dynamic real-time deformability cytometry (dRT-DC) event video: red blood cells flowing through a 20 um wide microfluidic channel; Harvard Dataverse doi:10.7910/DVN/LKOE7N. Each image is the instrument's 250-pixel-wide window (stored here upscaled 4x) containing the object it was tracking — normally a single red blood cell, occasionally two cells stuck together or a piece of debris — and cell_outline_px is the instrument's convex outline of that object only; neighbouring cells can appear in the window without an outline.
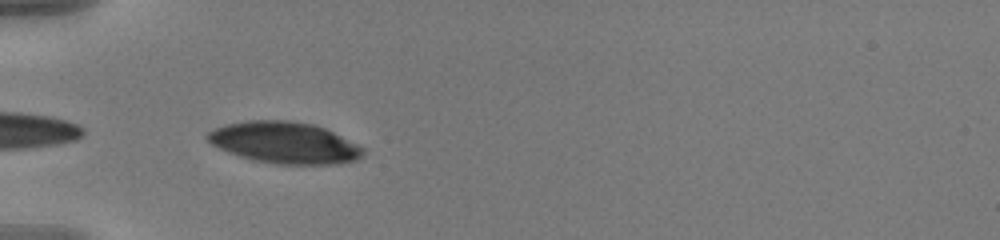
{"species": "human", "species_latin": "Homo sapiens", "temperature_condition": "warm", "stored_images_in_passage": 37, "camera_frame_rate_fps": 3000, "um_per_image_px": 0.085, "donor": {"sex": "male"}, "frame": {"image": 1, "passage_image": 1, "time_ms": 0.0, "image_size_px": [1000, 240], "cell_outline_px": [[364, 156], [356, 160], [336, 164], [276, 164], [252, 160], [228, 152], [212, 144], [204, 136], [208, 132], [224, 124], [248, 120], [292, 120], [312, 124], [324, 128], [364, 148]], "centroid_in_image_um": [24.16, 12.13], "position_along_channel_um": 60.8, "area_um2": 37.57}}
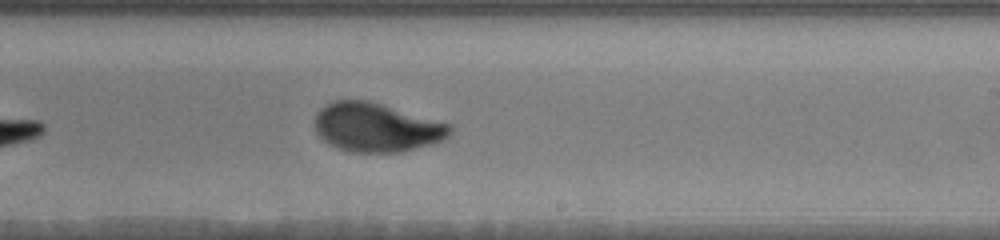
{"frame": {"image": 2, "passage_image": 18, "time_ms": 5.667, "image_size_px": [1000, 240], "cell_outline_px": [[452, 132], [448, 136], [432, 144], [404, 152], [352, 152], [328, 144], [316, 132], [316, 112], [320, 108], [332, 100], [368, 100], [452, 124]], "centroid_in_image_um": [32.01, 10.82], "position_along_channel_um": 257.0, "area_um2": 38.55}}
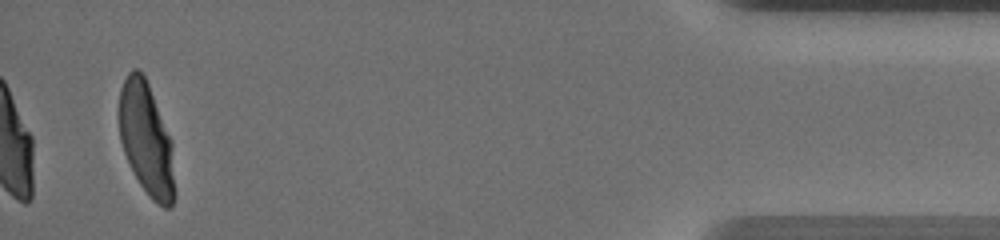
{"frame": {"image": 3, "passage_image": 37, "time_ms": 12.0, "image_size_px": [1000, 240], "cell_outline_px": [[176, 196], [172, 208], [164, 208], [152, 200], [148, 196], [140, 184], [124, 152], [120, 140], [120, 88], [128, 72], [132, 68], [140, 68], [148, 84], [172, 140], [176, 192]], "centroid_in_image_um": [12.48, 11.88], "position_along_channel_um": 422.7, "area_um2": 36.7}, "authors_computed_cell_mechanics": {"area_um2": 38.5526, "velocity_mm_per_s": 3.6122, "shape_relaxation_time_tau1_ms": 4.8598, "shape_relaxation_time_tau2_ms": null, "deformation_change_tau1": 0.1786, "deformation_change_tau2": null}}